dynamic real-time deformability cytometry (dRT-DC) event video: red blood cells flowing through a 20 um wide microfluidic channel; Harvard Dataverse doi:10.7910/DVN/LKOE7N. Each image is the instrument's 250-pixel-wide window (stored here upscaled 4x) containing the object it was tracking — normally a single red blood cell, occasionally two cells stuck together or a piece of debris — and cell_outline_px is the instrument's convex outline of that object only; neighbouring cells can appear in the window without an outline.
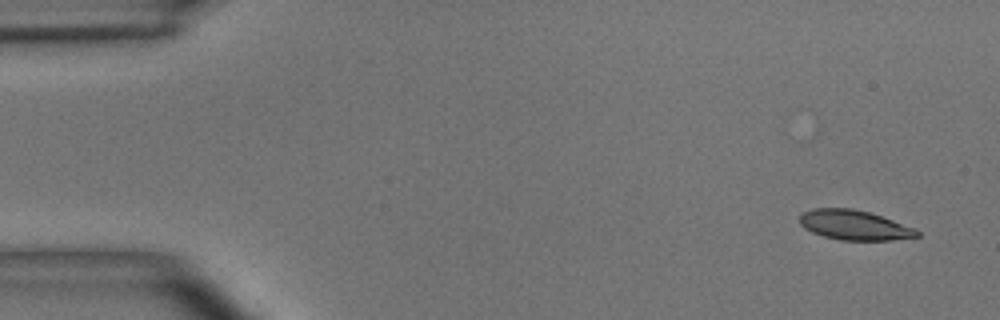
{"species": "common noctule bat (a hibernating species)", "species_latin": "Nyctalus noctula", "temperature_condition": "room temperature", "stored_images_in_passage": 6, "camera_frame_rate_fps": 3000, "um_per_image_px": 0.085, "animal": {"sex": "male", "body_mass_g": 15.6}, "frame": {"image": 1, "passage_image": 1, "time_ms": 0.0, "image_size_px": [1000, 320], "cell_outline_px": [[920, 236], [892, 240], [840, 240], [824, 236], [812, 232], [804, 228], [800, 224], [800, 212], [812, 208], [852, 208], [868, 212], [916, 228], [920, 232]], "centroid_in_image_um": [72.6, 19.13], "position_along_channel_um": 12.4, "area_um2": 20.4}}
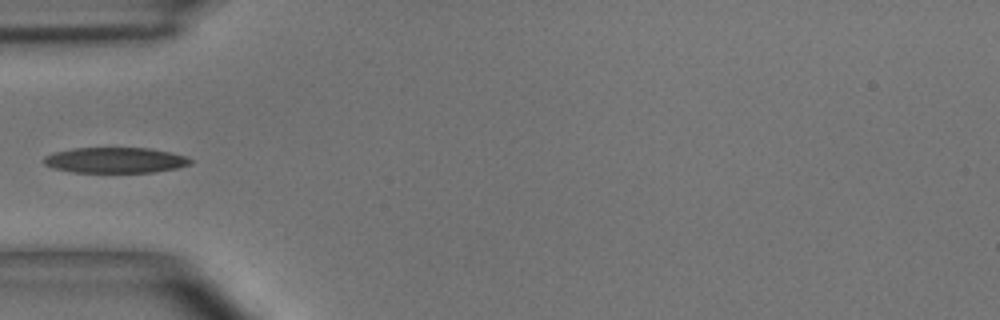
{"frame": {"image": 2, "passage_image": 5, "time_ms": 4.667, "image_size_px": [1000, 320], "cell_outline_px": [[192, 164], [176, 168], [152, 172], [72, 172], [52, 168], [44, 164], [44, 156], [52, 152], [72, 148], [148, 148], [168, 152], [184, 156], [192, 160]], "centroid_in_image_um": [9.74, 13.61], "position_along_channel_um": 75.3, "area_um2": 21.79}}
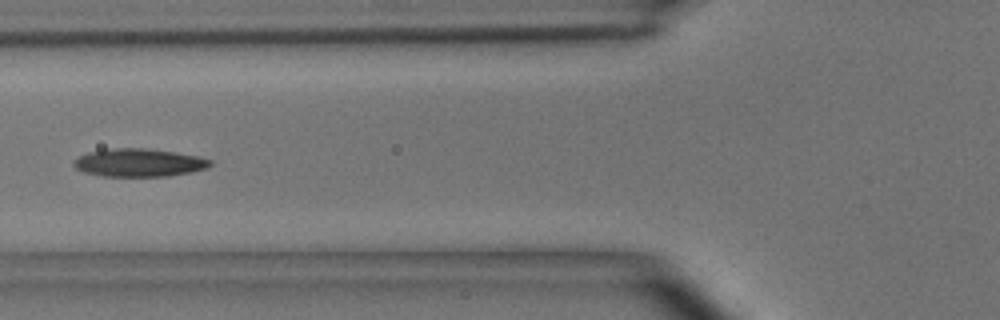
{"frame": {"image": 3, "passage_image": 6, "time_ms": 5.667, "image_size_px": [1000, 320], "cell_outline_px": [[212, 164], [208, 168], [192, 172], [168, 176], [104, 176], [84, 172], [76, 168], [72, 164], [80, 156], [88, 152], [116, 148], [144, 148], [176, 152], [200, 156], [212, 160]], "centroid_in_image_um": [11.88, 13.83], "position_along_channel_um": 113.9, "area_um2": 22.25}}